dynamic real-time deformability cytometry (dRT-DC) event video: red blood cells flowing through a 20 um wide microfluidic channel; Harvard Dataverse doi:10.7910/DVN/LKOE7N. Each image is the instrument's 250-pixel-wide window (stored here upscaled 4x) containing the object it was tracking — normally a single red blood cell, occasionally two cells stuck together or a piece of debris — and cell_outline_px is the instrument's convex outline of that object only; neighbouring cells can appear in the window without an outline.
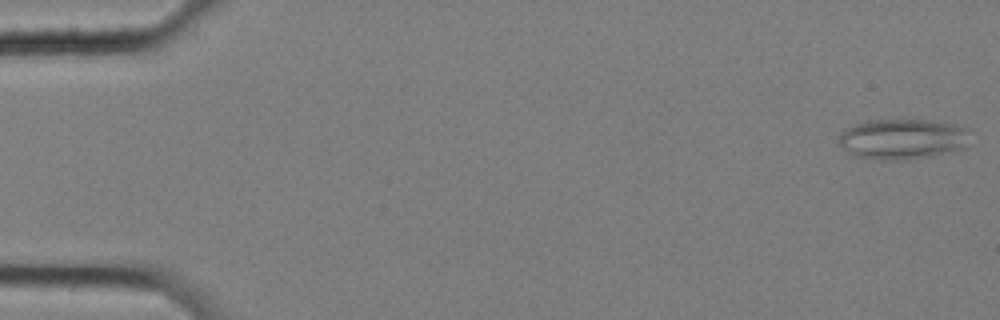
{"species": "common noctule bat (a hibernating species)", "species_latin": "Nyctalus noctula", "temperature_condition": "cold", "stored_images_in_passage": 57, "camera_frame_rate_fps": 3000, "um_per_image_px": 0.085, "animal": {"sex": "female", "body_mass_g": 25.1}, "frame": {"image": 1, "passage_image": 1, "time_ms": 0.0, "image_size_px": [1000, 320], "cell_outline_px": [[968, 148], [932, 156], [896, 160], [880, 160], [856, 156], [848, 152], [840, 144], [840, 136], [852, 124], [864, 120], [932, 120], [956, 124], [968, 128]], "centroid_in_image_um": [76.78, 11.81], "position_along_channel_um": 8.2, "area_um2": 31.1}}
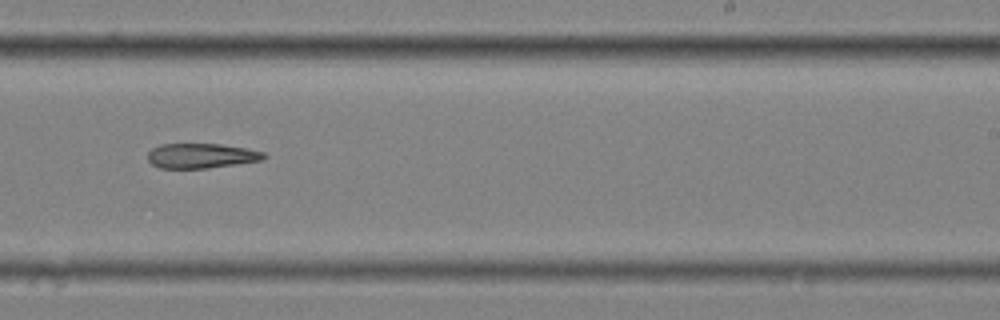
{"frame": {"image": 2, "passage_image": 36, "time_ms": 11.667, "image_size_px": [1000, 320], "cell_outline_px": [[268, 156], [260, 160], [208, 168], [160, 168], [152, 164], [148, 160], [148, 152], [152, 148], [160, 144], [220, 144], [244, 148], [264, 152]], "centroid_in_image_um": [17.07, 13.24], "position_along_channel_um": 271.9, "area_um2": 16.65}}
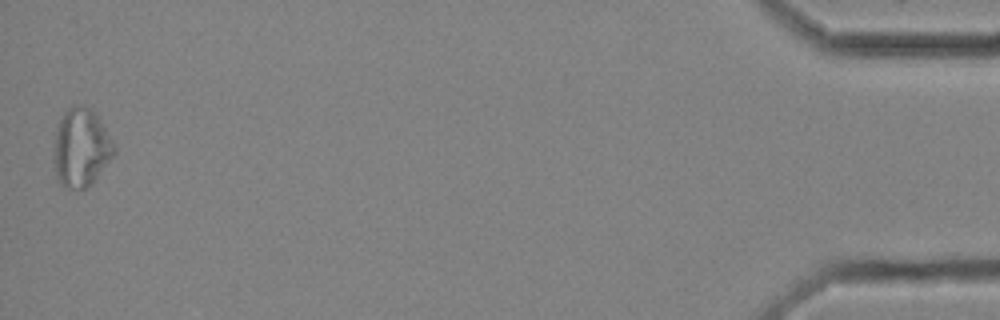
{"frame": {"image": 3, "passage_image": 57, "time_ms": 18.667, "image_size_px": [1000, 320], "cell_outline_px": [[116, 152], [96, 176], [84, 188], [68, 188], [60, 184], [56, 176], [52, 156], [56, 132], [60, 120], [64, 112], [72, 104], [84, 104], [100, 120], [112, 140], [116, 148]], "centroid_in_image_um": [6.85, 12.52], "position_along_channel_um": 428.3, "area_um2": 27.17}}